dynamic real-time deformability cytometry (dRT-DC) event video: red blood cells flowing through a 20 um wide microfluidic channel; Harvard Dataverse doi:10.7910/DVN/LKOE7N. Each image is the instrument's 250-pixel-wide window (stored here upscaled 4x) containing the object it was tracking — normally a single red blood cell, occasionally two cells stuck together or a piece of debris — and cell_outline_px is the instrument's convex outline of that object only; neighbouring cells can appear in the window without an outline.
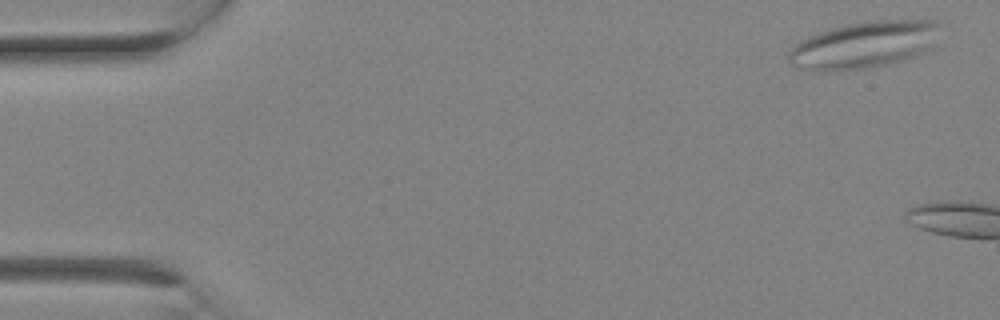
{"species": "Egyptian fruit bat (a non-hibernating species)", "species_latin": "Rousettus aegyptiacus", "temperature_condition": "room temperature", "stored_images_in_passage": 3, "camera_frame_rate_fps": 3000, "um_per_image_px": 0.085, "animal": {"sex": "female"}, "frame": {"image": 1, "passage_image": 1, "time_ms": 0.0, "image_size_px": [1000, 320], "cell_outline_px": [[936, 24], [932, 52], [908, 60], [868, 68], [832, 72], [816, 72], [792, 64], [788, 60], [788, 52], [800, 40], [808, 36], [832, 28], [848, 24], [872, 20], [936, 20]], "centroid_in_image_um": [73.45, 3.85], "position_along_channel_um": 11.6, "area_um2": 41.62}}